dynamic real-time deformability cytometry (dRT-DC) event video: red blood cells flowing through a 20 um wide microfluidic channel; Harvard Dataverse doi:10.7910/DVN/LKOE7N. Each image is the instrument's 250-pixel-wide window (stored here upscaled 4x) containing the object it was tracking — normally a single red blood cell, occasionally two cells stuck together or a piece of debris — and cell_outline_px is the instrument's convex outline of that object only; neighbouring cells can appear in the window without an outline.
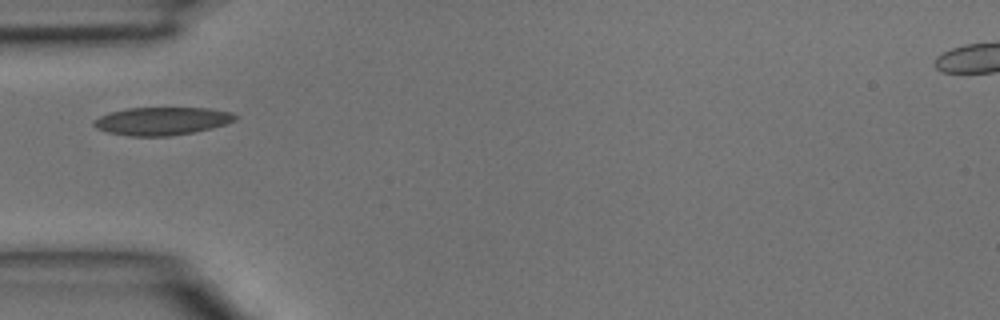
{"species": "common noctule bat (a hibernating species)", "species_latin": "Nyctalus noctula", "temperature_condition": "room temperature", "stored_images_in_passage": 1, "camera_frame_rate_fps": 3000, "um_per_image_px": 0.085, "animal": {"sex": "male", "body_mass_g": 15.6}, "frame": {"image": 1, "passage_image": 1, "time_ms": 0.0, "image_size_px": [1000, 320], "cell_outline_px": [[240, 116], [236, 120], [212, 128], [192, 132], [168, 136], [128, 136], [108, 132], [96, 128], [92, 124], [92, 120], [100, 116], [112, 112], [128, 108], [208, 108], [232, 112]], "centroid_in_image_um": [13.77, 10.29], "position_along_channel_um": 71.2, "area_um2": 23.0}}